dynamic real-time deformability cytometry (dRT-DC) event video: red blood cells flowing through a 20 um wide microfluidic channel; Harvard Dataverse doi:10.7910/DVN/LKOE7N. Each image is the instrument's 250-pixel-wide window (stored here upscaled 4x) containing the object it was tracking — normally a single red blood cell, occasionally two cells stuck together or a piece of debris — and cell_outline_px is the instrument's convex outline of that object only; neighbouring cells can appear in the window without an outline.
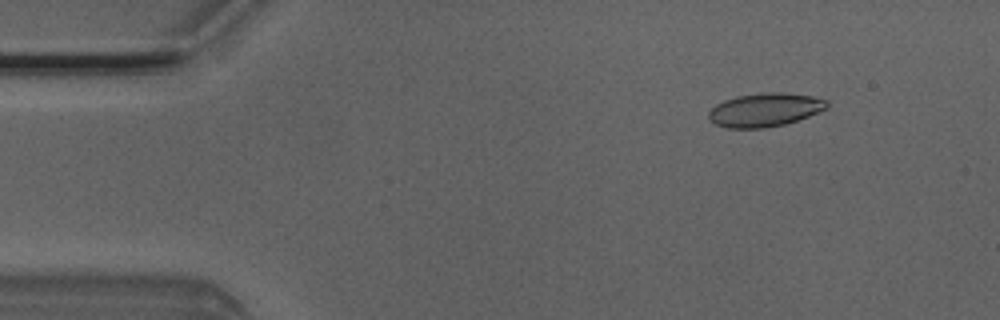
{"species": "Egyptian fruit bat (a non-hibernating species)", "species_latin": "Rousettus aegyptiacus", "temperature_condition": "room temperature", "stored_images_in_passage": 6, "camera_frame_rate_fps": 3000, "um_per_image_px": 0.085, "animal": {"sex": "male"}, "frame": {"image": 1, "passage_image": 2, "time_ms": 0.333, "image_size_px": [1000, 320], "cell_outline_px": [[828, 108], [808, 116], [784, 124], [764, 128], [728, 128], [716, 124], [708, 120], [708, 112], [716, 104], [724, 100], [736, 96], [760, 92], [784, 92], [812, 96], [828, 100]], "centroid_in_image_um": [65.0, 9.32], "position_along_channel_um": 20.0, "area_um2": 23.24}}